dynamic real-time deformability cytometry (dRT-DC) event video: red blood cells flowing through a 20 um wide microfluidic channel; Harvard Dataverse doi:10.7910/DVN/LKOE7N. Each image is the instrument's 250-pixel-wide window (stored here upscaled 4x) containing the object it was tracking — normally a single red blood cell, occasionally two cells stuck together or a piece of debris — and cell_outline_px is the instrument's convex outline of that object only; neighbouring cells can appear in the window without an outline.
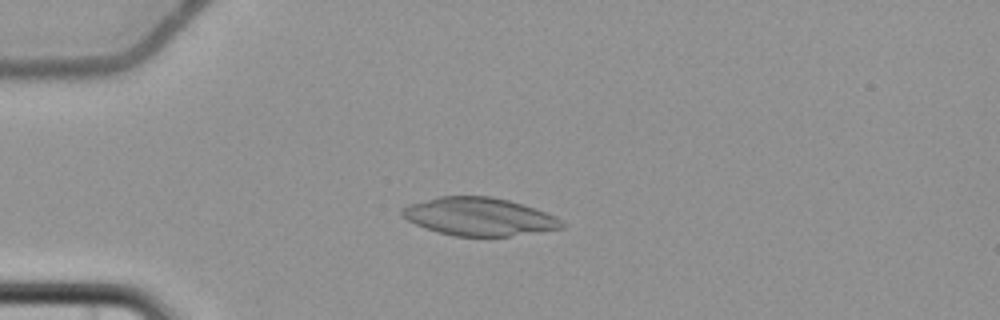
{"species": "common noctule bat (a hibernating species)", "species_latin": "Nyctalus noctula", "temperature_condition": "cold", "stored_images_in_passage": 6, "camera_frame_rate_fps": 3000, "um_per_image_px": 0.085, "animal": {"sex": "female", "body_mass_g": 22.7, "forearm_length_mm": 54.2}, "frame": {"image": 1, "passage_image": 5, "time_ms": 5.0, "image_size_px": [1000, 320], "cell_outline_px": [[564, 228], [508, 236], [452, 236], [436, 232], [416, 224], [400, 216], [400, 208], [408, 204], [436, 196], [492, 196], [508, 200], [536, 208], [556, 216], [564, 224]], "centroid_in_image_um": [40.68, 18.4], "position_along_channel_um": 44.3, "area_um2": 35.6}}